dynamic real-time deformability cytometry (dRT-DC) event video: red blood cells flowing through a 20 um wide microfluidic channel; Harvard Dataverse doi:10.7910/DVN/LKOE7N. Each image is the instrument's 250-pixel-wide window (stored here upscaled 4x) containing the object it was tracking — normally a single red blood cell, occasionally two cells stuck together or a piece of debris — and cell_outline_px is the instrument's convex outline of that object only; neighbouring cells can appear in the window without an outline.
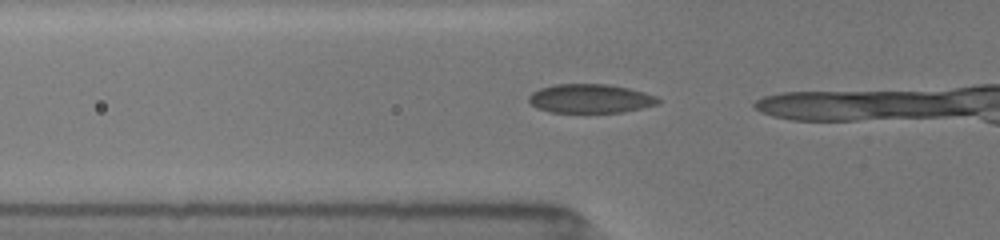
{"species": "common noctule bat (a hibernating species)", "species_latin": "Nyctalus noctula", "temperature_condition": "room temperature", "stored_images_in_passage": 7, "camera_frame_rate_fps": 3000, "um_per_image_px": 0.085, "animal": {"sex": "female", "body_mass_g": 19.5, "forearm_length_mm": 54.1}, "frame": {"image": 1, "passage_image": 2, "time_ms": 0.333, "image_size_px": [1000, 240], "cell_outline_px": [[660, 104], [624, 112], [548, 112], [536, 108], [528, 100], [528, 96], [532, 92], [540, 88], [552, 84], [608, 84], [628, 88], [644, 92], [656, 96], [660, 100]], "centroid_in_image_um": [50.17, 8.38], "position_along_channel_um": 75.6, "area_um2": 21.96}}
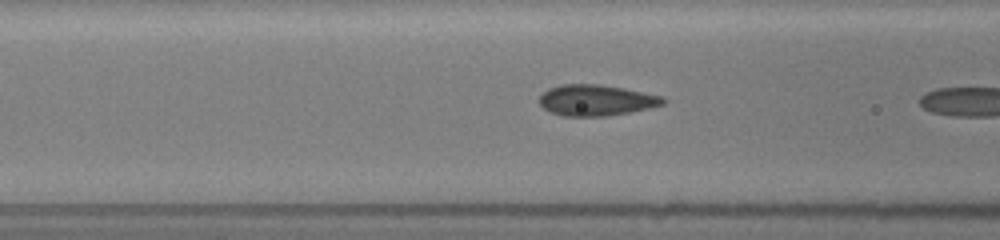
{"frame": {"image": 2, "passage_image": 6, "time_ms": 1.333, "image_size_px": [1000, 240], "cell_outline_px": [[668, 100], [664, 104], [648, 108], [628, 112], [604, 116], [564, 116], [552, 112], [544, 108], [540, 104], [540, 96], [548, 88], [560, 84], [600, 84], [624, 88], [664, 96]], "centroid_in_image_um": [50.7, 8.5], "position_along_channel_um": 115.9, "area_um2": 22.31}}